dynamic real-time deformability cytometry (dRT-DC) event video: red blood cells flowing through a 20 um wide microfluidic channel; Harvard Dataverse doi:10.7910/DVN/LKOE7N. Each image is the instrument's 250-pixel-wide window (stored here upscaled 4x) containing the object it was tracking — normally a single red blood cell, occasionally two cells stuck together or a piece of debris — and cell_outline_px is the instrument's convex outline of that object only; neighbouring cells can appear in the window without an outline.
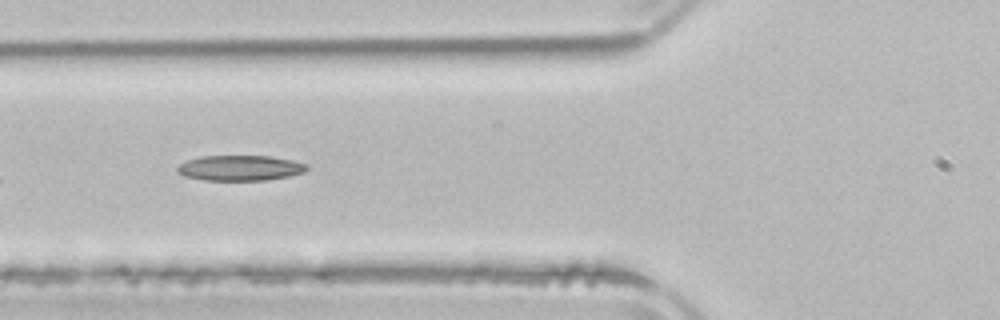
{"species": "common noctule bat (a hibernating species)", "species_latin": "Nyctalus noctula", "temperature_condition": "room temperature", "stored_images_in_passage": 6, "camera_frame_rate_fps": 3000, "um_per_image_px": 0.085, "animal": {"sex": "male", "body_mass_g": 21.5, "forearm_length_mm": 52.0}, "frame": {"image": 1, "passage_image": 5, "time_ms": 6.0, "image_size_px": [1000, 320], "cell_outline_px": [[308, 168], [304, 172], [288, 176], [268, 180], [204, 180], [184, 176], [176, 172], [176, 168], [180, 164], [188, 160], [200, 156], [268, 156], [292, 160], [308, 164]], "centroid_in_image_um": [20.39, 14.28], "position_along_channel_um": 105.4, "area_um2": 19.13}}
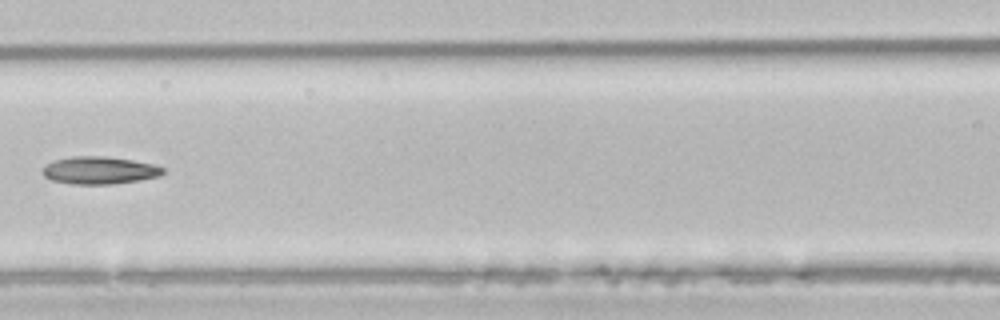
{"frame": {"image": 2, "passage_image": 6, "time_ms": 7.333, "image_size_px": [1000, 320], "cell_outline_px": [[164, 172], [160, 176], [140, 180], [112, 184], [72, 184], [52, 180], [44, 176], [44, 164], [52, 160], [72, 156], [104, 156], [132, 160], [152, 164], [164, 168]], "centroid_in_image_um": [8.44, 14.47], "position_along_channel_um": 158.2, "area_um2": 19.31}}